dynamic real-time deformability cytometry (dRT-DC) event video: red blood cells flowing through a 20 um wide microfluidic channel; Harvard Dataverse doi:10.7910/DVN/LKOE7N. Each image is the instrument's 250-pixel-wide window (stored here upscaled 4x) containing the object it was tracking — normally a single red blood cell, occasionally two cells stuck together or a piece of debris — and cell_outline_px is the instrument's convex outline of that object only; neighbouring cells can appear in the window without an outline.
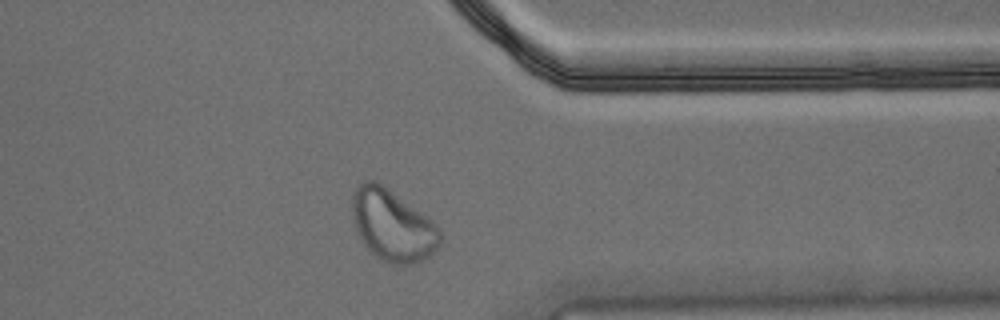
{"species": "Egyptian fruit bat (a non-hibernating species)", "species_latin": "Rousettus aegyptiacus", "temperature_condition": "warm", "stored_images_in_passage": 48, "camera_frame_rate_fps": 3000, "um_per_image_px": 0.085, "animal": {"sex": "male"}, "frame": {"image": 1, "passage_image": 35, "time_ms": 11.333, "image_size_px": [1000, 320], "cell_outline_px": [[440, 244], [428, 256], [412, 264], [388, 264], [376, 256], [356, 236], [352, 212], [352, 192], [364, 180], [372, 180], [384, 184], [428, 216], [436, 224], [440, 232]], "centroid_in_image_um": [33.33, 19.12], "position_along_channel_um": 378.1, "area_um2": 36.88}, "authors_computed_cell_mechanics": {"area_um2": 29.8248, "velocity_mm_per_s": 3.5725, "shape_relaxation_time_tau1_ms": null, "shape_relaxation_time_tau2_ms": 0.9649, "deformation_change_tau1": null, "deformation_change_tau2": 0.0568}}